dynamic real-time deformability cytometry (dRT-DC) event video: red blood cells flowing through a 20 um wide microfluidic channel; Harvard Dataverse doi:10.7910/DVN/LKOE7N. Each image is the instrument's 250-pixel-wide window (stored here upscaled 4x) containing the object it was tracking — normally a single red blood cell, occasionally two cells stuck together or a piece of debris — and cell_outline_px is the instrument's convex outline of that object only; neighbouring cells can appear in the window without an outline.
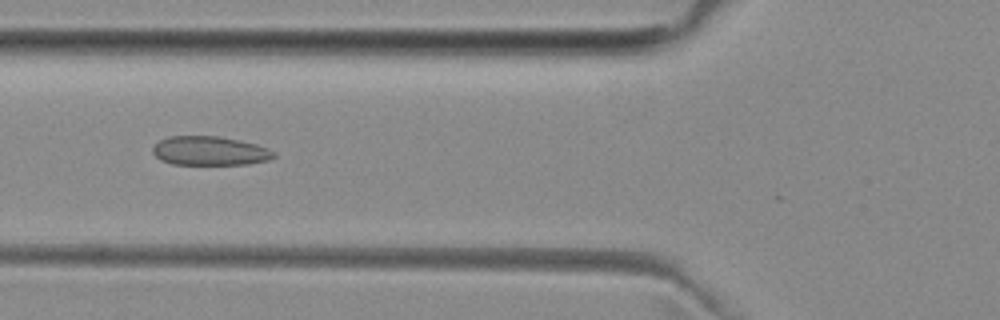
{"species": "common noctule bat (a hibernating species)", "species_latin": "Nyctalus noctula", "temperature_condition": "room temperature", "stored_images_in_passage": 4, "camera_frame_rate_fps": 3000, "um_per_image_px": 0.085, "animal": {"sex": "female", "body_mass_g": 29.2, "forearm_length_mm": 56.3}, "frame": {"image": 1, "passage_image": 3, "time_ms": 2.333, "image_size_px": [1000, 320], "cell_outline_px": [[276, 156], [268, 160], [248, 164], [172, 164], [160, 160], [152, 152], [152, 148], [160, 140], [168, 136], [220, 136], [240, 140], [256, 144], [268, 148], [276, 152]], "centroid_in_image_um": [17.84, 12.82], "position_along_channel_um": 108.0, "area_um2": 20.58}}